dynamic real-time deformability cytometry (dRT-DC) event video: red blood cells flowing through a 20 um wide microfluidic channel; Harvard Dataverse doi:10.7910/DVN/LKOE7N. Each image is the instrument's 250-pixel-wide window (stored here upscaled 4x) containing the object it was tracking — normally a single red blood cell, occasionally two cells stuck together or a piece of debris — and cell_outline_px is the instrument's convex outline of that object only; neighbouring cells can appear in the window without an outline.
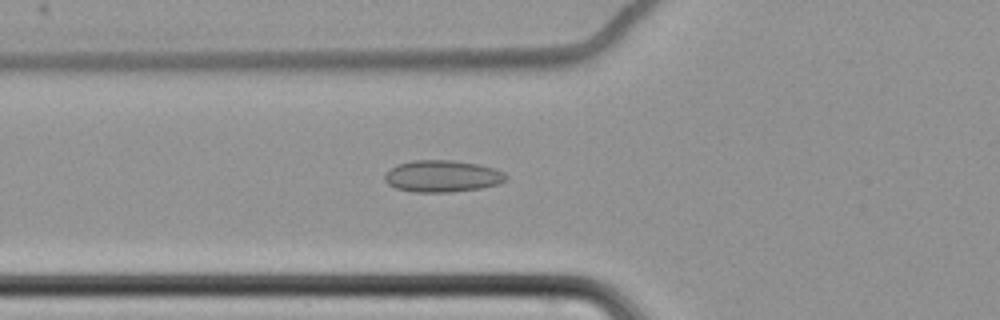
{"species": "common noctule bat (a hibernating species)", "species_latin": "Nyctalus noctula", "temperature_condition": "cold", "stored_images_in_passage": 63, "camera_frame_rate_fps": 3000, "um_per_image_px": 0.085, "animal": {"sex": "female", "body_mass_g": 22.7, "forearm_length_mm": 54.2}, "frame": {"image": 1, "passage_image": 26, "time_ms": 8.333, "image_size_px": [1000, 320], "cell_outline_px": [[508, 176], [500, 184], [480, 188], [448, 192], [416, 192], [396, 188], [388, 184], [384, 180], [384, 176], [396, 164], [412, 160], [452, 160], [480, 164], [504, 172]], "centroid_in_image_um": [37.6, 14.97], "position_along_channel_um": 88.2, "area_um2": 22.43}}
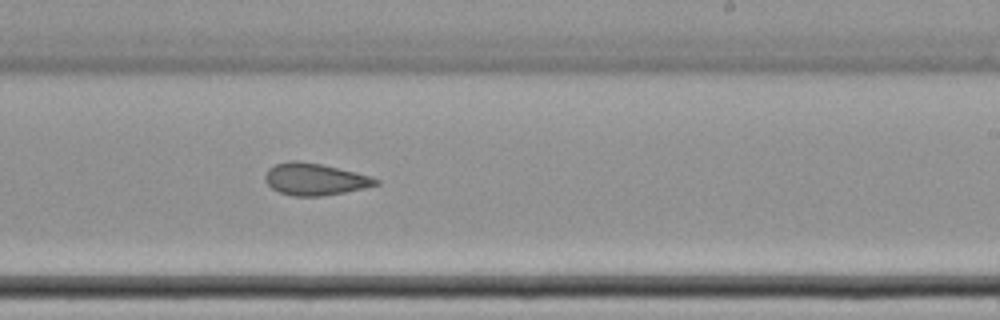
{"frame": {"image": 2, "passage_image": 41, "time_ms": 13.333, "image_size_px": [1000, 320], "cell_outline_px": [[380, 184], [364, 188], [344, 192], [320, 196], [292, 196], [280, 192], [272, 188], [264, 180], [264, 176], [268, 168], [276, 164], [288, 160], [296, 160], [320, 164], [356, 172], [380, 180]], "centroid_in_image_um": [26.73, 15.23], "position_along_channel_um": 262.3, "area_um2": 20.52}}
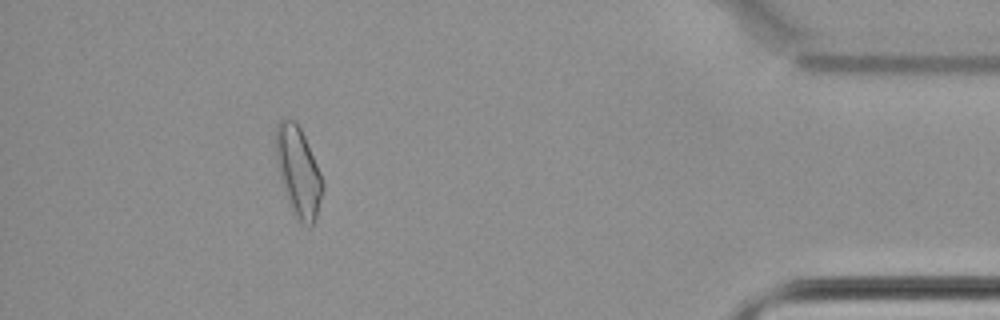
{"frame": {"image": 3, "passage_image": 58, "time_ms": 19.0, "image_size_px": [1000, 320], "cell_outline_px": [[324, 188], [316, 216], [312, 224], [308, 228], [300, 224], [292, 208], [280, 176], [276, 160], [276, 124], [280, 120], [292, 120], [300, 128], [304, 136], [320, 172], [324, 184]], "centroid_in_image_um": [25.37, 14.61], "position_along_channel_um": 409.8, "area_um2": 23.76}, "authors_computed_cell_mechanics": {"area_um2": 22.0796, "velocity_mm_per_s": 3.4856, "shape_relaxation_time_tau1_ms": null, "shape_relaxation_time_tau2_ms": 9.372, "deformation_change_tau1": null, "deformation_change_tau2": 0.1464}}